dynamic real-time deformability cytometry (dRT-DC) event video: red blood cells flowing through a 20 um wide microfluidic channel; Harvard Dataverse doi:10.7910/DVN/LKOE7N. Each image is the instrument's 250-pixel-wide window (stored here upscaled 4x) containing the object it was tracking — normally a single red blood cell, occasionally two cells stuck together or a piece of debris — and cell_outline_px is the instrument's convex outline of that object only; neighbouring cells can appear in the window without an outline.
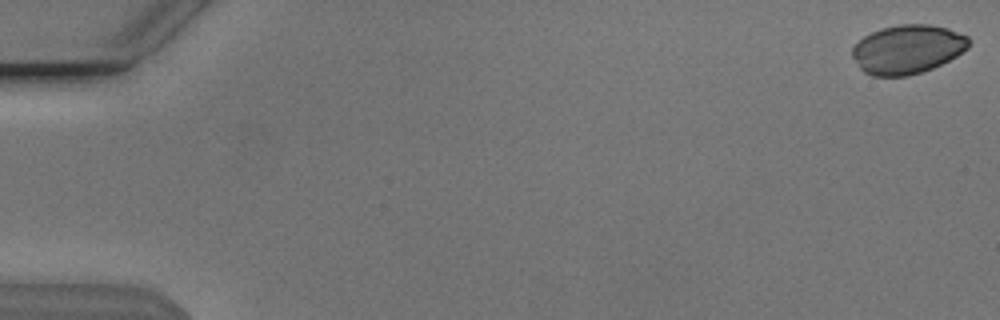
{"species": "Egyptian fruit bat (a non-hibernating species)", "species_latin": "Rousettus aegyptiacus", "temperature_condition": "cold", "stored_images_in_passage": 10, "camera_frame_rate_fps": 3000, "um_per_image_px": 0.085, "animal": {"sex": "male"}, "frame": {"image": 1, "passage_image": 1, "time_ms": 0.0, "image_size_px": [1000, 320], "cell_outline_px": [[968, 48], [956, 56], [932, 68], [908, 76], [872, 76], [864, 72], [860, 68], [852, 56], [852, 48], [864, 36], [880, 28], [900, 24], [928, 24], [948, 28], [968, 36]], "centroid_in_image_um": [77.12, 4.18], "position_along_channel_um": 7.9, "area_um2": 33.06}}